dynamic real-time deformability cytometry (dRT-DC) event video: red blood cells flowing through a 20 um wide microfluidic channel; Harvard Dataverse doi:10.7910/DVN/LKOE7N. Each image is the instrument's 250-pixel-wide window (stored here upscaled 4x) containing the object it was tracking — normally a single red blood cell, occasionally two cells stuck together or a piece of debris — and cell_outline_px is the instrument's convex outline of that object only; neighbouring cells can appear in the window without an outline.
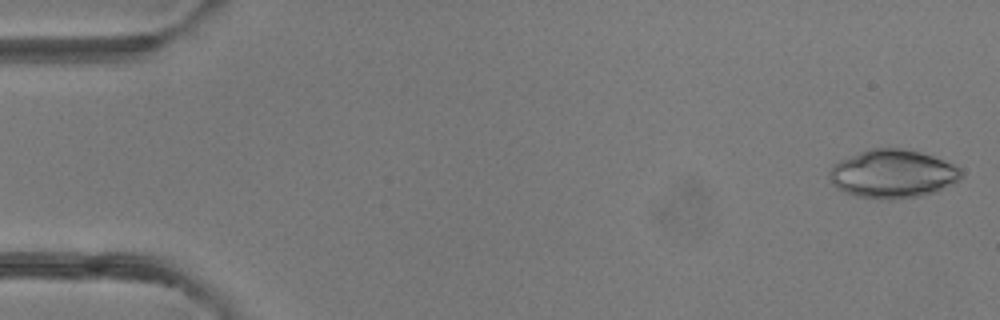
{"species": "common noctule bat (a hibernating species)", "species_latin": "Nyctalus noctula", "temperature_condition": "room temperature", "stored_images_in_passage": 6, "camera_frame_rate_fps": 3000, "um_per_image_px": 0.085, "animal": {"sex": "female"}, "frame": {"image": 1, "passage_image": 1, "time_ms": 0.0, "image_size_px": [1000, 320], "cell_outline_px": [[964, 176], [952, 184], [936, 192], [916, 196], [892, 200], [856, 196], [844, 192], [836, 188], [832, 184], [828, 176], [832, 164], [840, 160], [860, 152], [872, 148], [900, 148], [920, 152], [932, 156], [952, 164], [960, 168]], "centroid_in_image_um": [75.86, 14.78], "position_along_channel_um": 9.1, "area_um2": 37.11}}
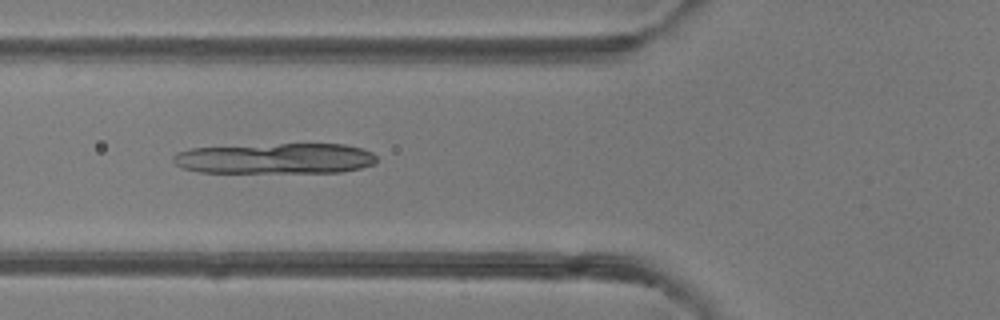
{"frame": {"image": 2, "passage_image": 6, "time_ms": 5.667, "image_size_px": [1000, 320], "cell_outline_px": [[376, 164], [360, 168], [340, 172], [200, 172], [180, 168], [172, 160], [172, 156], [176, 152], [192, 148], [280, 144], [344, 144], [364, 148], [372, 152], [376, 156]], "centroid_in_image_um": [23.42, 13.47], "position_along_channel_um": 102.4, "area_um2": 36.36}}